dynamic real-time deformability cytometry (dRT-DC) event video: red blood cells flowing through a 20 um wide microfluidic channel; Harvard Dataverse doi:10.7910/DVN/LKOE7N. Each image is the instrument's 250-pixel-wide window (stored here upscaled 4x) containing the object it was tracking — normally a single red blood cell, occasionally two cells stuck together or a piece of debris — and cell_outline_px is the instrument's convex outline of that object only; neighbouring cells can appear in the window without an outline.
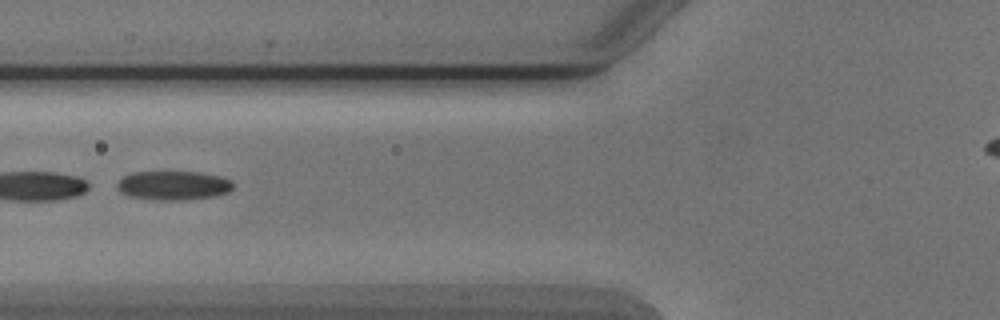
{"species": "Egyptian fruit bat (a non-hibernating species)", "species_latin": "Rousettus aegyptiacus", "temperature_condition": "cold", "stored_images_in_passage": 7, "camera_frame_rate_fps": 3000, "um_per_image_px": 0.085, "animal": {"sex": "male"}, "frame": {"image": 1, "passage_image": 4, "time_ms": 4.667, "image_size_px": [1000, 320], "cell_outline_px": [[232, 188], [228, 192], [212, 196], [184, 200], [156, 200], [128, 196], [120, 192], [116, 188], [116, 184], [124, 176], [132, 172], [200, 172], [220, 176], [232, 180]], "centroid_in_image_um": [14.7, 15.76], "position_along_channel_um": 111.1, "area_um2": 19.65}}
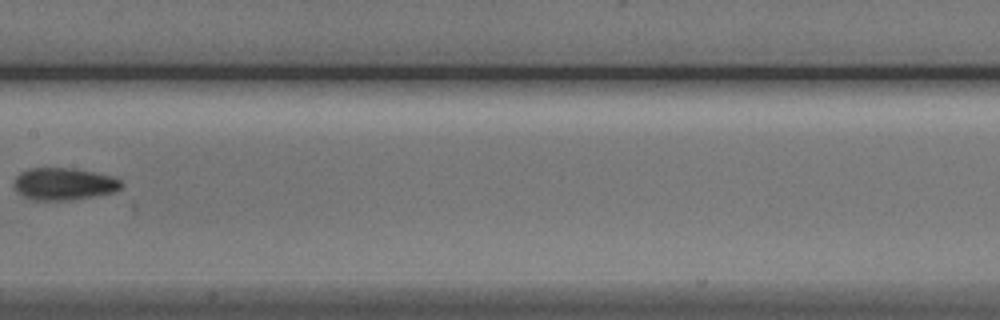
{"frame": {"image": 2, "passage_image": 6, "time_ms": 7.0, "image_size_px": [1000, 320], "cell_outline_px": [[124, 184], [120, 188], [112, 192], [96, 196], [72, 200], [32, 200], [16, 192], [12, 184], [16, 176], [20, 172], [32, 168], [72, 168], [112, 176], [120, 180]], "centroid_in_image_um": [5.39, 15.64], "position_along_channel_um": 202.0, "area_um2": 20.23}}
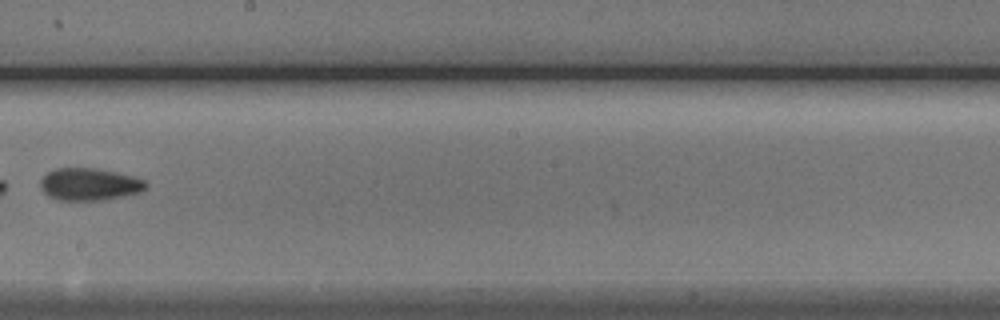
{"frame": {"image": 3, "passage_image": 7, "time_ms": 8.0, "image_size_px": [1000, 320], "cell_outline_px": [[148, 184], [140, 192], [100, 200], [56, 200], [48, 196], [40, 188], [40, 180], [48, 172], [56, 168], [92, 168], [116, 172], [132, 176], [144, 180]], "centroid_in_image_um": [7.55, 15.66], "position_along_channel_um": 240.6, "area_um2": 19.65}}